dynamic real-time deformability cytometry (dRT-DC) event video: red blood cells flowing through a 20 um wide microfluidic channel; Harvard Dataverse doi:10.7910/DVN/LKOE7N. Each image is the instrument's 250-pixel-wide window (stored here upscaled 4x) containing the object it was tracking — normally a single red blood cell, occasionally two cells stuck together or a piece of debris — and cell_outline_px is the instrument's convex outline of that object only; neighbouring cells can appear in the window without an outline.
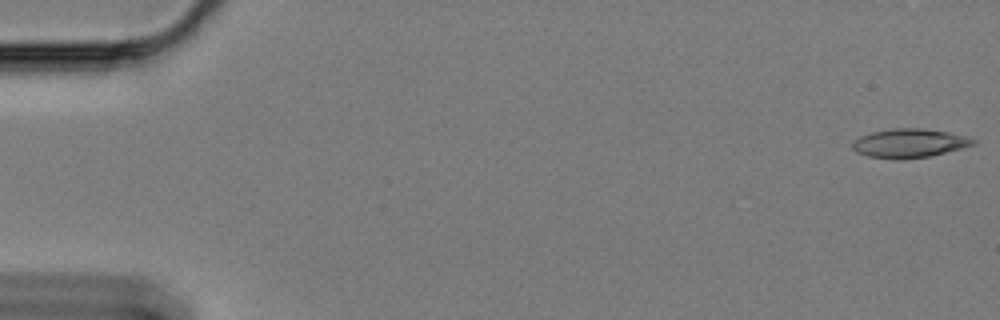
{"species": "Egyptian fruit bat (a non-hibernating species)", "species_latin": "Rousettus aegyptiacus", "temperature_condition": "cold", "stored_images_in_passage": 57, "camera_frame_rate_fps": 3000, "um_per_image_px": 0.085, "animal": {"sex": "female"}, "frame": {"image": 1, "passage_image": 1, "time_ms": 0.0, "image_size_px": [1000, 320], "cell_outline_px": [[976, 144], [928, 156], [900, 160], [868, 156], [856, 152], [852, 148], [852, 144], [860, 136], [872, 132], [896, 128], [920, 128], [948, 132], [964, 136], [976, 140]], "centroid_in_image_um": [77.26, 12.17], "position_along_channel_um": 7.7, "area_um2": 20.0}}
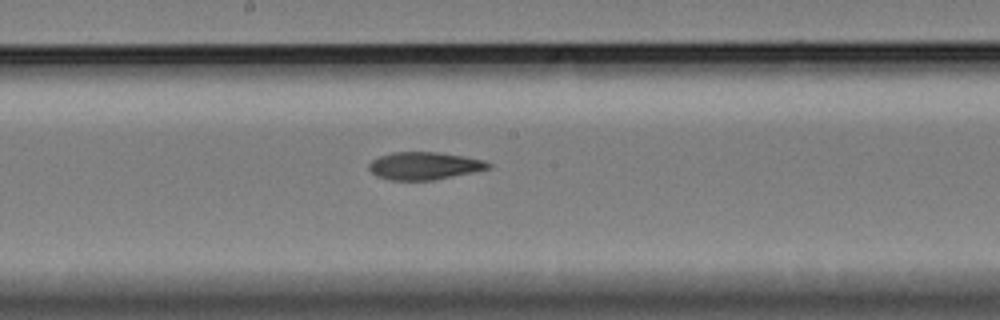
{"frame": {"image": 2, "passage_image": 32, "time_ms": 10.333, "image_size_px": [1000, 320], "cell_outline_px": [[492, 168], [432, 180], [392, 180], [376, 176], [368, 168], [368, 164], [372, 160], [380, 156], [392, 152], [440, 152], [464, 156], [484, 160], [492, 164]], "centroid_in_image_um": [36.07, 14.08], "position_along_channel_um": 212.1, "area_um2": 19.19}}
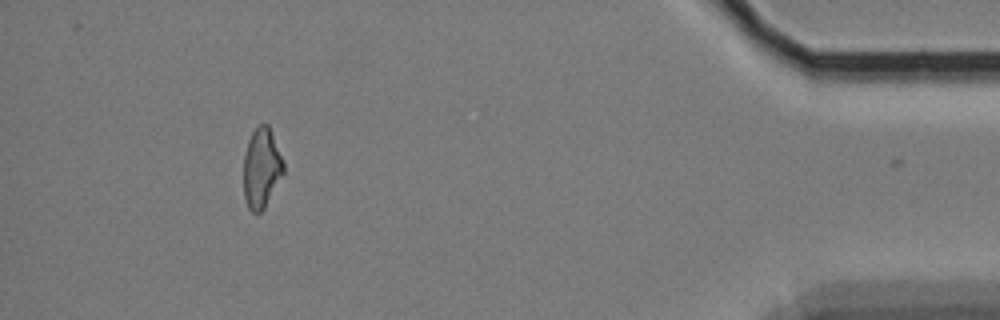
{"frame": {"image": 3, "passage_image": 55, "time_ms": 18.0, "image_size_px": [1000, 320], "cell_outline_px": [[284, 172], [264, 208], [260, 212], [252, 212], [248, 208], [244, 196], [244, 156], [248, 140], [256, 124], [268, 124], [284, 164]], "centroid_in_image_um": [22.21, 14.27], "position_along_channel_um": 413.0, "area_um2": 18.38}, "authors_computed_cell_mechanics": {"area_um2": 19.5364, "velocity_mm_per_s": 3.3633, "shape_relaxation_time_tau1_ms": null, "shape_relaxation_time_tau2_ms": 5.532, "deformation_change_tau1": null, "deformation_change_tau2": 0.1363}}